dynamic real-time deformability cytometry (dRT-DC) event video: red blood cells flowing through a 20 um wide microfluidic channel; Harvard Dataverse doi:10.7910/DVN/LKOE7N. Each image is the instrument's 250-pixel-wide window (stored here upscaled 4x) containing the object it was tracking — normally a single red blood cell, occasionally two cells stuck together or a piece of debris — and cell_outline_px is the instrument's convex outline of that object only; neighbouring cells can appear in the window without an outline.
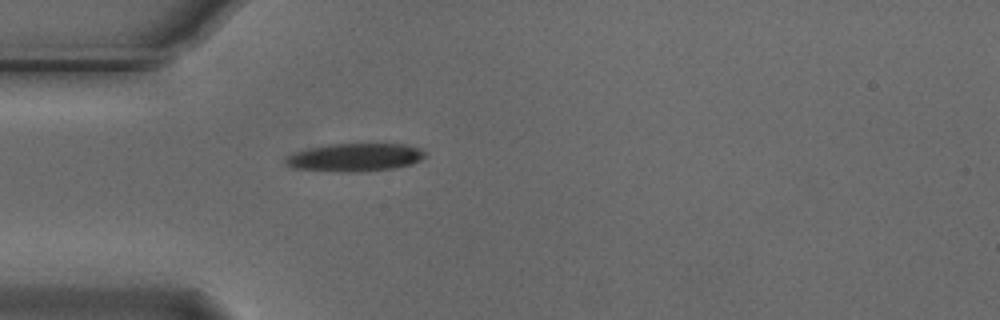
{"species": "Egyptian fruit bat (a non-hibernating species)", "species_latin": "Rousettus aegyptiacus", "temperature_condition": "cold", "stored_images_in_passage": 5, "camera_frame_rate_fps": 3000, "um_per_image_px": 0.085, "animal": {"sex": "male"}, "frame": {"image": 1, "passage_image": 1, "time_ms": 0.0, "image_size_px": [1000, 320], "cell_outline_px": [[424, 156], [420, 160], [412, 164], [392, 168], [356, 172], [340, 172], [296, 168], [288, 164], [284, 160], [288, 156], [296, 152], [328, 144], [404, 144], [420, 148], [424, 152]], "centroid_in_image_um": [30.21, 13.37], "position_along_channel_um": 54.8, "area_um2": 22.37}}
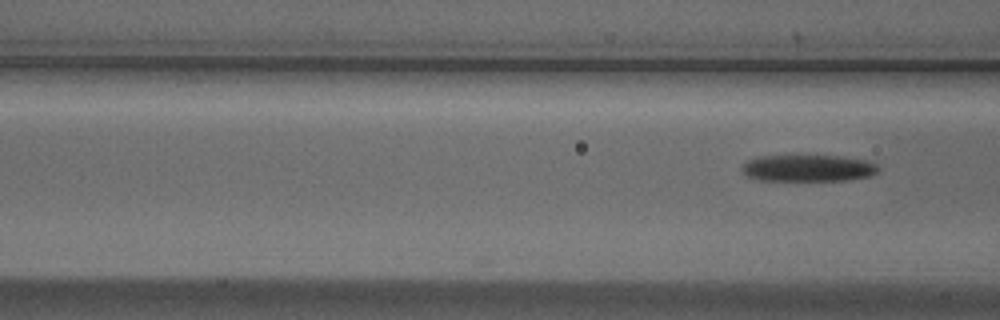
{"frame": {"image": 2, "passage_image": 5, "time_ms": 1.333, "image_size_px": [1000, 320], "cell_outline_px": [[880, 168], [872, 176], [848, 180], [760, 180], [748, 176], [740, 168], [748, 160], [760, 156], [840, 156], [864, 160], [876, 164]], "centroid_in_image_um": [68.71, 14.29], "position_along_channel_um": 97.9, "area_um2": 21.04}}